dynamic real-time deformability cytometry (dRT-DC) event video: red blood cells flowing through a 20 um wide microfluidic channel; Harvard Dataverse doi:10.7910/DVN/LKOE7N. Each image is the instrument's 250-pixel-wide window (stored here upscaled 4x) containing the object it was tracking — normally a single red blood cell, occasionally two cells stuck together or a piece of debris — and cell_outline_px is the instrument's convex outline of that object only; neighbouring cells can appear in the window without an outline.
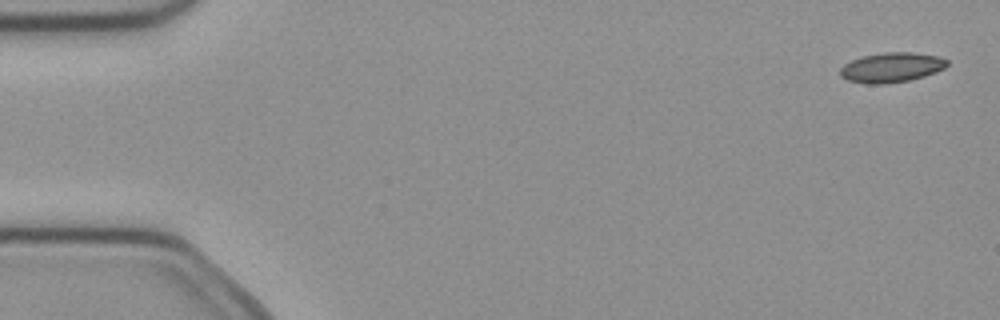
{"species": "common noctule bat (a hibernating species)", "species_latin": "Nyctalus noctula", "temperature_condition": "cold", "stored_images_in_passage": 5, "camera_frame_rate_fps": 3000, "um_per_image_px": 0.085, "animal": {"sex": "female", "body_mass_g": 21.9}, "frame": {"image": 1, "passage_image": 1, "time_ms": 0.0, "image_size_px": [1000, 320], "cell_outline_px": [[948, 64], [944, 68], [936, 72], [924, 76], [908, 80], [884, 84], [868, 84], [848, 80], [840, 76], [840, 68], [844, 64], [852, 60], [864, 56], [884, 52], [912, 52], [936, 56], [948, 60]], "centroid_in_image_um": [75.77, 5.73], "position_along_channel_um": 9.2, "area_um2": 18.44}}
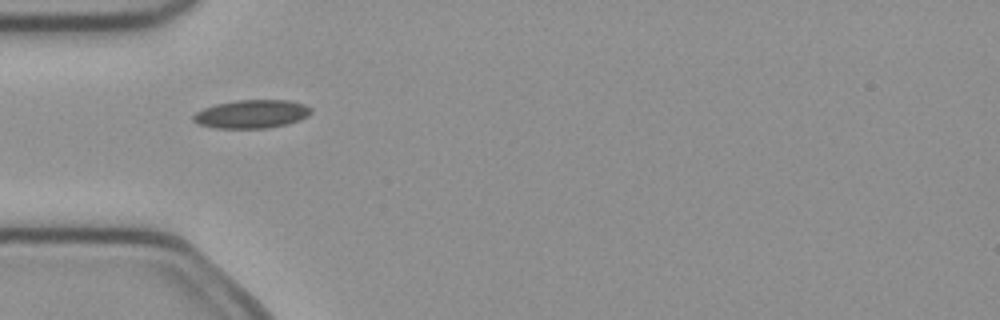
{"frame": {"image": 2, "passage_image": 5, "time_ms": 1.333, "image_size_px": [1000, 320], "cell_outline_px": [[312, 112], [308, 116], [300, 120], [288, 124], [268, 128], [212, 128], [200, 124], [192, 120], [192, 116], [196, 112], [204, 108], [216, 104], [236, 100], [288, 100], [304, 104], [312, 108]], "centroid_in_image_um": [21.41, 9.69], "position_along_channel_um": 63.6, "area_um2": 19.59}}